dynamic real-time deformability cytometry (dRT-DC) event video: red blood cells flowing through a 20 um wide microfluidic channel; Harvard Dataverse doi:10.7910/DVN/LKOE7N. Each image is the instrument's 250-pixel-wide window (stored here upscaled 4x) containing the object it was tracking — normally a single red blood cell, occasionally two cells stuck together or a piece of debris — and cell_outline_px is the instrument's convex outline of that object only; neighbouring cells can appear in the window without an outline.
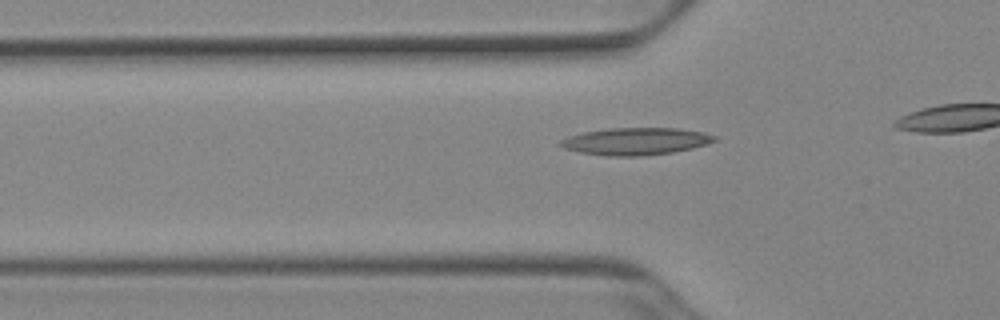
{"species": "Egyptian fruit bat (a non-hibernating species)", "species_latin": "Rousettus aegyptiacus", "temperature_condition": "cold", "stored_images_in_passage": 20, "camera_frame_rate_fps": 3000, "um_per_image_px": 0.085, "animal": {"sex": "female"}, "frame": {"image": 1, "passage_image": 5, "time_ms": 1.333, "image_size_px": [1000, 320], "cell_outline_px": [[716, 140], [692, 148], [672, 152], [640, 156], [608, 156], [580, 152], [564, 148], [556, 144], [560, 140], [568, 136], [584, 132], [608, 128], [680, 128], [700, 132], [716, 136]], "centroid_in_image_um": [53.97, 12.01], "position_along_channel_um": 71.8, "area_um2": 24.28}}
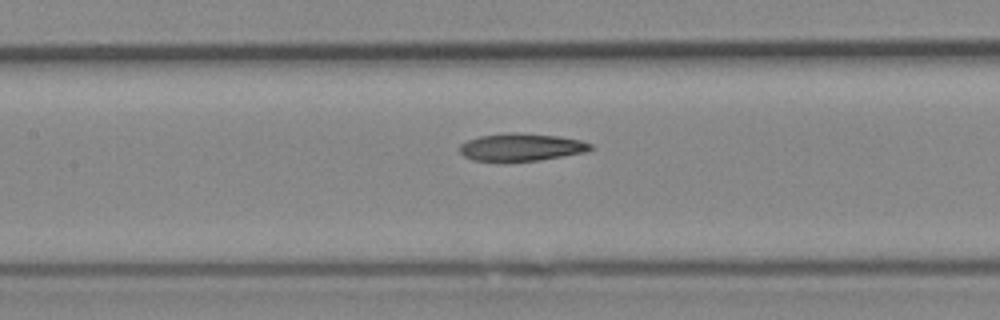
{"frame": {"image": 2, "passage_image": 12, "time_ms": 3.667, "image_size_px": [1000, 320], "cell_outline_px": [[592, 148], [584, 152], [564, 156], [540, 160], [508, 164], [496, 164], [472, 160], [464, 156], [460, 152], [460, 144], [468, 140], [480, 136], [512, 132], [516, 132], [560, 136], [580, 140], [592, 144]], "centroid_in_image_um": [44.24, 12.56], "position_along_channel_um": 163.2, "area_um2": 21.85}}
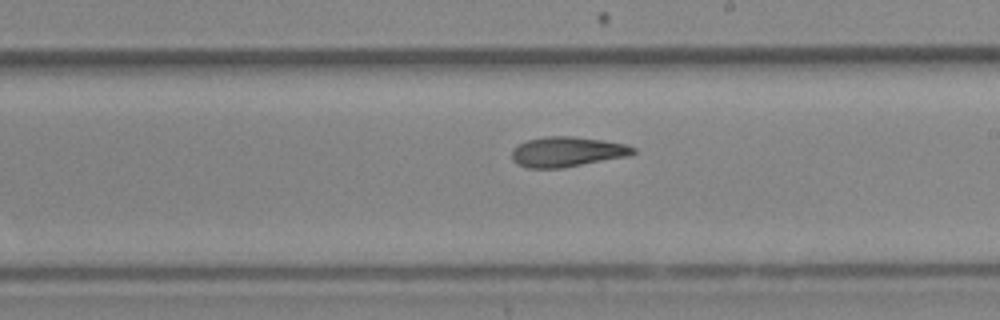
{"frame": {"image": 3, "passage_image": 18, "time_ms": 5.667, "image_size_px": [1000, 320], "cell_outline_px": [[636, 152], [628, 156], [560, 168], [528, 168], [516, 164], [512, 160], [512, 148], [528, 140], [544, 136], [572, 136], [600, 140], [624, 144], [636, 148]], "centroid_in_image_um": [48.16, 12.9], "position_along_channel_um": 240.8, "area_um2": 21.1}}